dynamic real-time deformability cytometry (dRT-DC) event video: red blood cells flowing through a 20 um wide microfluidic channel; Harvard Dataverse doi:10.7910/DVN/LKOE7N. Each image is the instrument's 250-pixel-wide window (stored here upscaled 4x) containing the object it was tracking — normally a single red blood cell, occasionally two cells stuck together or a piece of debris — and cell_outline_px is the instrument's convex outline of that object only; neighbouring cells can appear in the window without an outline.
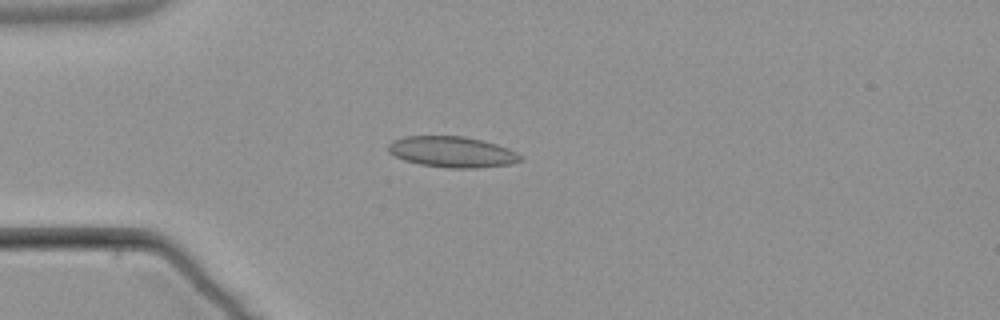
{"species": "common noctule bat (a hibernating species)", "species_latin": "Nyctalus noctula", "temperature_condition": "warm", "stored_images_in_passage": 4, "camera_frame_rate_fps": 3000, "um_per_image_px": 0.085, "animal": {"sex": "male", "body_mass_g": 21.5, "forearm_length_mm": 52.0}, "frame": {"image": 1, "passage_image": 1, "time_ms": 0.0, "image_size_px": [1000, 320], "cell_outline_px": [[524, 160], [512, 164], [476, 168], [448, 168], [420, 164], [404, 160], [388, 152], [388, 144], [392, 140], [404, 136], [464, 136], [496, 144], [508, 148], [516, 152]], "centroid_in_image_um": [38.42, 12.91], "position_along_channel_um": 46.6, "area_um2": 23.81}}
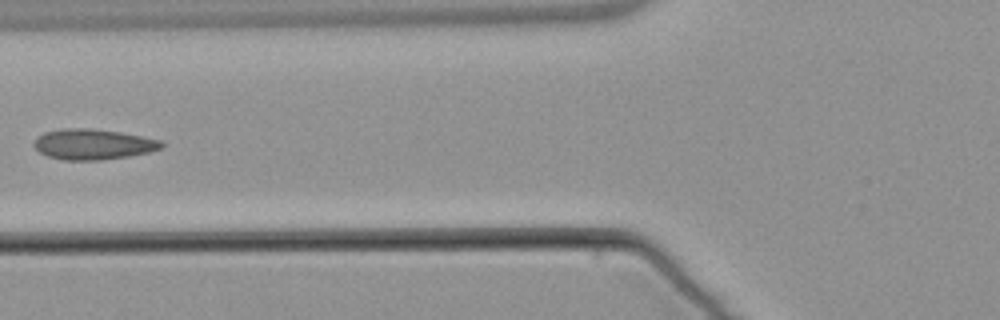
{"frame": {"image": 2, "passage_image": 3, "time_ms": 2.333, "image_size_px": [1000, 320], "cell_outline_px": [[164, 144], [160, 148], [148, 152], [128, 156], [104, 160], [64, 160], [48, 156], [40, 152], [32, 144], [44, 132], [64, 128], [88, 128], [120, 132], [160, 140]], "centroid_in_image_um": [7.89, 12.27], "position_along_channel_um": 117.9, "area_um2": 22.43}}